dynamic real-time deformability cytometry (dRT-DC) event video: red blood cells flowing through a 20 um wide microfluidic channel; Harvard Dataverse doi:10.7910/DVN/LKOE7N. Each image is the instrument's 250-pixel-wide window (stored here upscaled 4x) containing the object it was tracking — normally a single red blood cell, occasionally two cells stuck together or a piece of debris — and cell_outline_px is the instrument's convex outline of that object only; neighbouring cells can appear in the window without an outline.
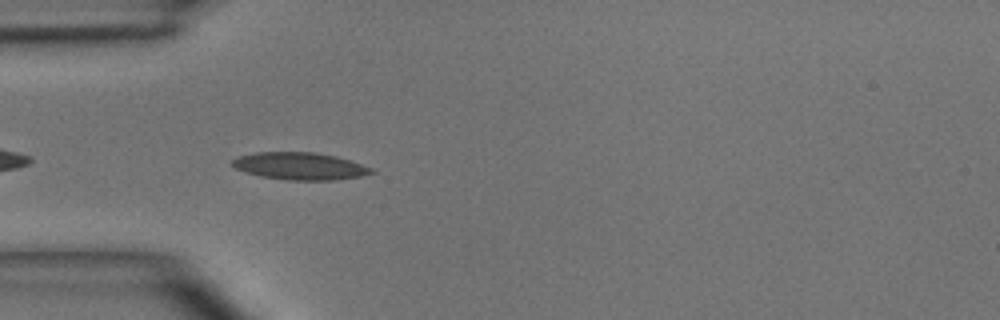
{"species": "common noctule bat (a hibernating species)", "species_latin": "Nyctalus noctula", "temperature_condition": "room temperature", "stored_images_in_passage": 6, "camera_frame_rate_fps": 3000, "um_per_image_px": 0.085, "animal": {"sex": "male", "body_mass_g": 15.6}, "frame": {"image": 1, "passage_image": 4, "time_ms": 3.333, "image_size_px": [1000, 320], "cell_outline_px": [[376, 172], [360, 176], [336, 180], [288, 180], [260, 176], [236, 168], [232, 164], [232, 160], [236, 156], [256, 152], [316, 152], [336, 156], [372, 168]], "centroid_in_image_um": [25.48, 14.11], "position_along_channel_um": 59.5, "area_um2": 22.02}}
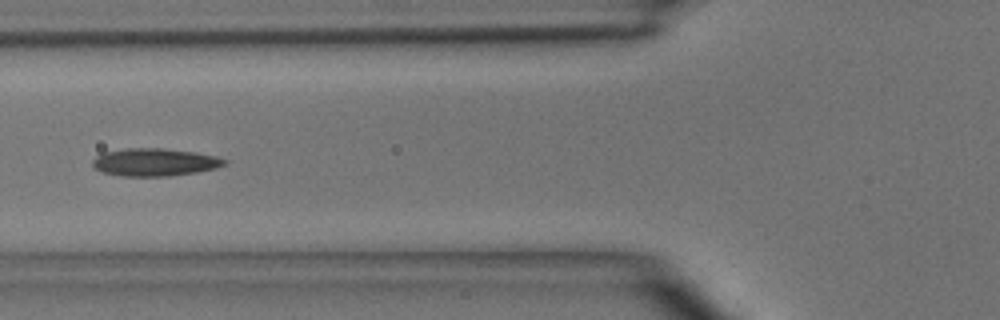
{"frame": {"image": 2, "passage_image": 5, "time_ms": 4.667, "image_size_px": [1000, 320], "cell_outline_px": [[228, 164], [216, 168], [196, 172], [168, 176], [120, 176], [104, 172], [92, 168], [92, 160], [96, 156], [104, 152], [128, 148], [164, 148], [196, 152], [216, 156], [228, 160]], "centroid_in_image_um": [13.16, 13.78], "position_along_channel_um": 112.6, "area_um2": 21.44}}